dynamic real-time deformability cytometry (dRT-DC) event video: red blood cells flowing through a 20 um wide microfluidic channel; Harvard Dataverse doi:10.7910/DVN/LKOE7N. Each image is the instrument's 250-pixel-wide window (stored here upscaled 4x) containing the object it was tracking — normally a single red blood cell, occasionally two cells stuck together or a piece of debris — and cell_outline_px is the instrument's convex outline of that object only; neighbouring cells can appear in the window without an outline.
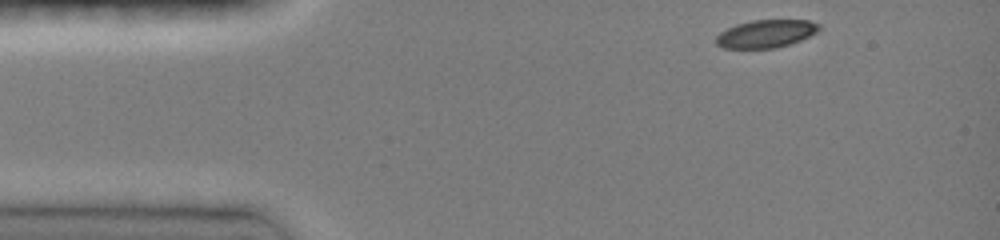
{"species": "common noctule bat (a hibernating species)", "species_latin": "Nyctalus noctula", "temperature_condition": "room temperature", "stored_images_in_passage": 37, "camera_frame_rate_fps": 3000, "um_per_image_px": 0.085, "animal": {"sex": "female", "body_mass_g": 19.0, "forearm_length_mm": 51.5}, "frame": {"image": 1, "passage_image": 1, "time_ms": 0.0, "image_size_px": [1000, 240], "cell_outline_px": [[820, 28], [816, 32], [800, 40], [776, 48], [724, 48], [716, 44], [716, 36], [720, 32], [736, 24], [752, 20], [808, 20], [820, 24]], "centroid_in_image_um": [65.09, 2.86], "position_along_channel_um": 19.9, "area_um2": 16.59}}
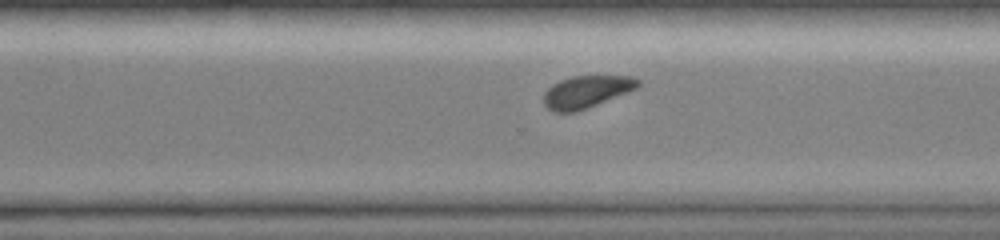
{"frame": {"image": 2, "passage_image": 28, "time_ms": 9.0, "image_size_px": [1000, 240], "cell_outline_px": [[640, 84], [636, 88], [576, 112], [552, 112], [544, 104], [544, 92], [552, 84], [560, 80], [572, 76], [632, 76], [640, 80]], "centroid_in_image_um": [49.8, 7.79], "position_along_channel_um": 320.8, "area_um2": 17.46}}
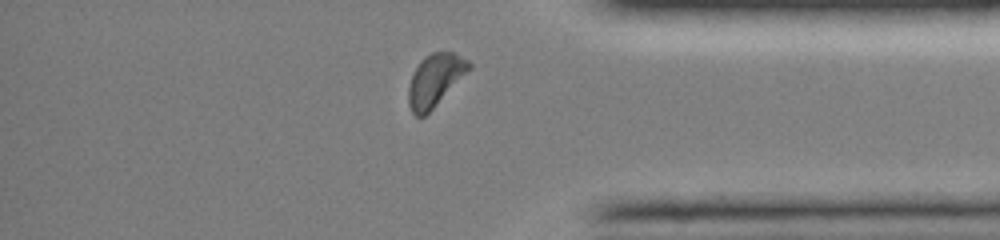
{"frame": {"image": 3, "passage_image": 34, "time_ms": 11.0, "image_size_px": [1000, 240], "cell_outline_px": [[472, 68], [424, 116], [416, 116], [412, 112], [408, 104], [408, 88], [412, 76], [420, 60], [424, 56], [432, 52], [452, 52], [468, 60], [472, 64]], "centroid_in_image_um": [36.98, 6.79], "position_along_channel_um": 398.2, "area_um2": 18.15}, "authors_computed_cell_mechanics": {"area_um2": 18.3804, "velocity_mm_per_s": 4.1135, "shape_relaxation_time_tau1_ms": 2.2592, "shape_relaxation_time_tau2_ms": null, "deformation_change_tau1": 0.0794, "deformation_change_tau2": null}}